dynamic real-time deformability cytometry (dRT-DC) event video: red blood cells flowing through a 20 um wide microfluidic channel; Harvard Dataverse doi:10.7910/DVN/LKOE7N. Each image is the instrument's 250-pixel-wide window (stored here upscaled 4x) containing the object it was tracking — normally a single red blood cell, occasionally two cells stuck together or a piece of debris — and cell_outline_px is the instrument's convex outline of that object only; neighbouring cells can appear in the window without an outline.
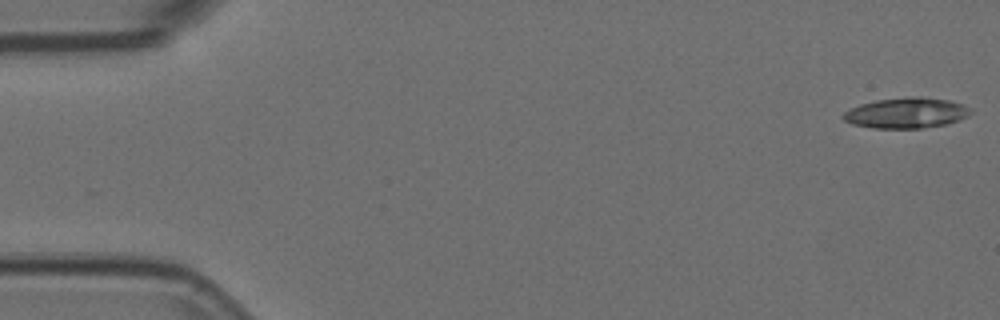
{"species": "Egyptian fruit bat (a non-hibernating species)", "species_latin": "Rousettus aegyptiacus", "temperature_condition": "room temperature", "stored_images_in_passage": 54, "camera_frame_rate_fps": 3000, "um_per_image_px": 0.085, "animal": {"sex": "female"}, "frame": {"image": 1, "passage_image": 1, "time_ms": 0.0, "image_size_px": [1000, 320], "cell_outline_px": [[972, 112], [968, 116], [944, 124], [920, 128], [872, 128], [852, 124], [844, 120], [840, 116], [844, 112], [860, 104], [876, 100], [920, 96], [948, 100], [960, 104], [968, 108]], "centroid_in_image_um": [76.98, 9.6], "position_along_channel_um": 8.0, "area_um2": 22.31}}
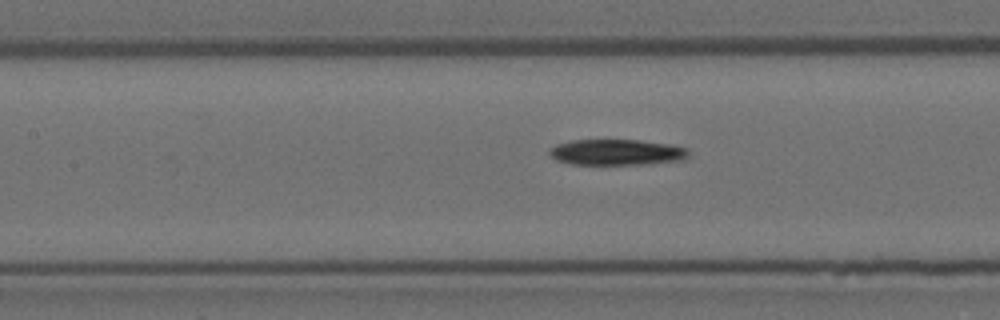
{"frame": {"image": 2, "passage_image": 24, "time_ms": 7.667, "image_size_px": [1000, 320], "cell_outline_px": [[688, 156], [684, 160], [640, 164], [572, 164], [556, 160], [548, 152], [556, 144], [572, 140], [640, 140], [668, 144], [688, 148]], "centroid_in_image_um": [52.42, 12.94], "position_along_channel_um": 155.0, "area_um2": 20.81}}
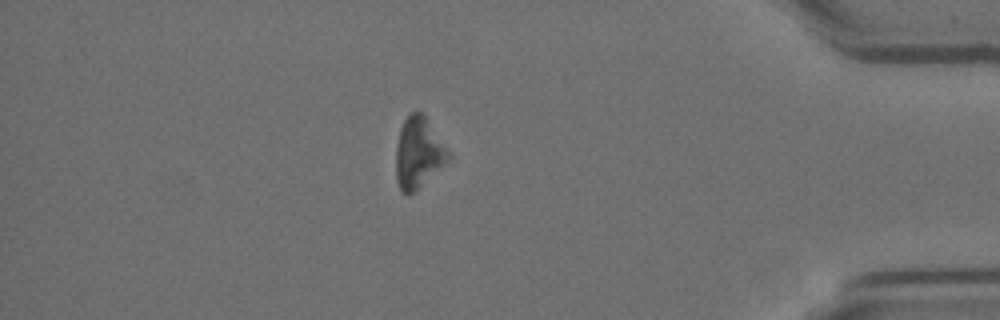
{"frame": {"image": 3, "passage_image": 47, "time_ms": 15.333, "image_size_px": [1000, 320], "cell_outline_px": [[452, 156], [416, 192], [408, 196], [400, 192], [396, 180], [396, 144], [400, 128], [404, 120], [412, 112], [424, 112]], "centroid_in_image_um": [35.55, 13.01], "position_along_channel_um": 399.7, "area_um2": 22.02}, "authors_computed_cell_mechanics": {"area_um2": 22.253, "velocity_mm_per_s": 3.7037, "shape_relaxation_time_tau1_ms": 2.7935, "shape_relaxation_time_tau2_ms": null, "deformation_change_tau1": 0.0631, "deformation_change_tau2": null}}